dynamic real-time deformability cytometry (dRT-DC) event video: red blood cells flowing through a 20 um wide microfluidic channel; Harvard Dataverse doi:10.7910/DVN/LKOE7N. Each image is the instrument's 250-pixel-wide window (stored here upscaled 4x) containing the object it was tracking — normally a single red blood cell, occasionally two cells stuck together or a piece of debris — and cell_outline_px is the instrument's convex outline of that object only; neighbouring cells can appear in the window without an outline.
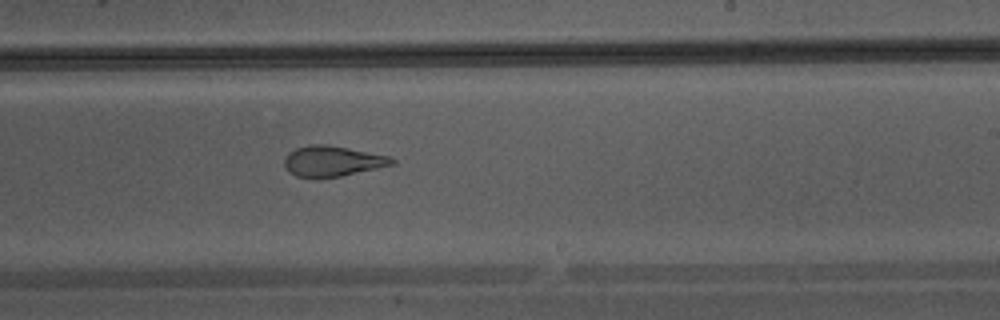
{"species": "Egyptian fruit bat (a non-hibernating species)", "species_latin": "Rousettus aegyptiacus", "temperature_condition": "warm", "stored_images_in_passage": 33, "camera_frame_rate_fps": 3000, "um_per_image_px": 0.085, "animal": {"sex": "male"}, "frame": {"image": 1, "passage_image": 15, "time_ms": 4.667, "image_size_px": [1000, 320], "cell_outline_px": [[396, 164], [340, 176], [296, 176], [288, 172], [284, 164], [284, 156], [288, 152], [296, 148], [312, 144], [324, 144], [348, 148], [388, 156], [396, 160]], "centroid_in_image_um": [28.24, 13.68], "position_along_channel_um": 260.8, "area_um2": 18.79}}